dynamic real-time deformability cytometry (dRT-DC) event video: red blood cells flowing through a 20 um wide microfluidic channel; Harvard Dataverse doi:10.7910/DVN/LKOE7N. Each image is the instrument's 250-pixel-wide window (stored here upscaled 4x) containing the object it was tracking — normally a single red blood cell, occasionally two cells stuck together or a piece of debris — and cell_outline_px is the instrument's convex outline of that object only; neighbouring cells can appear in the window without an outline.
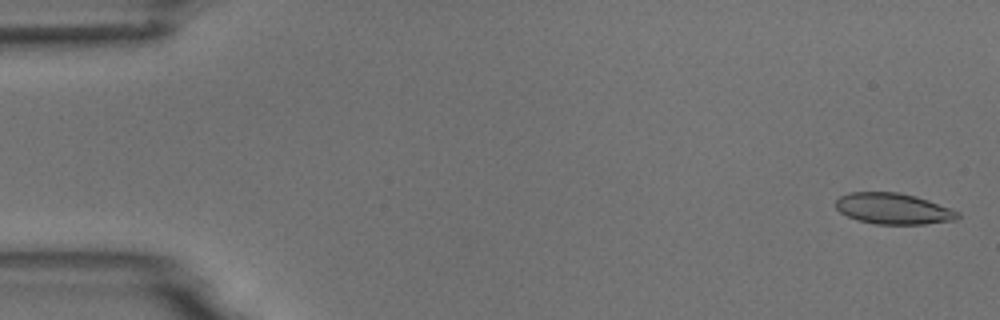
{"species": "common noctule bat (a hibernating species)", "species_latin": "Nyctalus noctula", "temperature_condition": "room temperature", "stored_images_in_passage": 6, "camera_frame_rate_fps": 3000, "um_per_image_px": 0.085, "animal": {"sex": "male", "body_mass_g": 18.8}, "frame": {"image": 1, "passage_image": 1, "time_ms": 0.0, "image_size_px": [1000, 320], "cell_outline_px": [[960, 216], [956, 220], [924, 224], [876, 224], [856, 220], [840, 212], [836, 208], [836, 200], [840, 196], [848, 192], [900, 192], [916, 196], [928, 200], [960, 212]], "centroid_in_image_um": [75.92, 17.73], "position_along_channel_um": 9.1, "area_um2": 22.14}}